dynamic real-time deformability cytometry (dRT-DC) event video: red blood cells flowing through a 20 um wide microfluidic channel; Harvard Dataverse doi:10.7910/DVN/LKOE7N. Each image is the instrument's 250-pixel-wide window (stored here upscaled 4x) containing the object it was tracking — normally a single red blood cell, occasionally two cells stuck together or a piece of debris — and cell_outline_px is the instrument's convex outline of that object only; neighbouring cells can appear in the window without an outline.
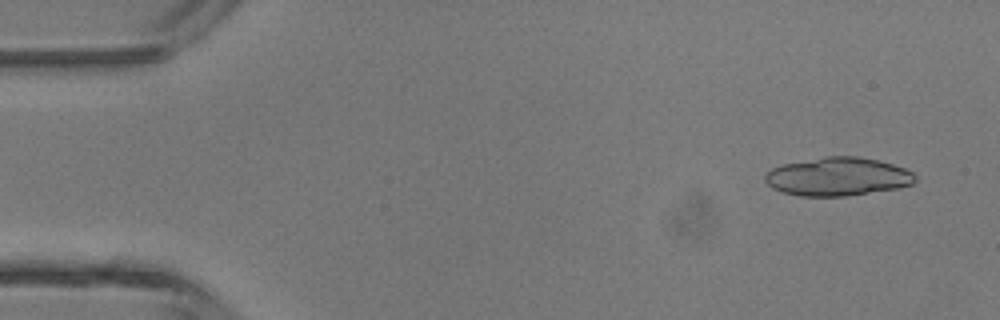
{"species": "common noctule bat (a hibernating species)", "species_latin": "Nyctalus noctula", "temperature_condition": "room temperature", "stored_images_in_passage": 15, "camera_frame_rate_fps": 3000, "um_per_image_px": 0.085, "animal": {"sex": "male", "body_mass_g": 13.3}, "frame": {"image": 1, "passage_image": 3, "time_ms": 0.667, "image_size_px": [1000, 320], "cell_outline_px": [[916, 180], [912, 184], [896, 188], [844, 196], [800, 196], [784, 192], [772, 188], [764, 180], [764, 176], [772, 168], [780, 164], [828, 156], [856, 156], [876, 160], [892, 164], [904, 168], [912, 172], [916, 176]], "centroid_in_image_um": [71.18, 15.01], "position_along_channel_um": 13.8, "area_um2": 33.35}}